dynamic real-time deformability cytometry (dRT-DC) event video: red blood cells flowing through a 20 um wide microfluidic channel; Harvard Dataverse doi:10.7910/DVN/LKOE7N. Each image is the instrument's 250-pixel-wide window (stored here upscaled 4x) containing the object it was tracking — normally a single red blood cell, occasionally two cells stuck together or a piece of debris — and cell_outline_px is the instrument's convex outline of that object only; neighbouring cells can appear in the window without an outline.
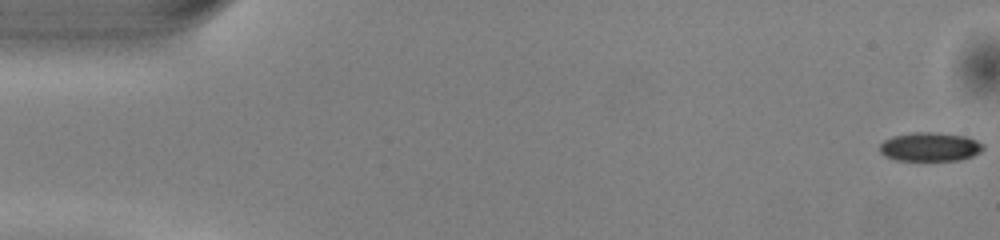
{"species": "common noctule bat (a hibernating species)", "species_latin": "Nyctalus noctula", "temperature_condition": "warm", "stored_images_in_passage": 51, "camera_frame_rate_fps": 3000, "um_per_image_px": 0.085, "animal": {"sex": "male", "body_mass_g": 13.0, "forearm_length_mm": 53.1}, "frame": {"image": 1, "passage_image": 1, "time_ms": 0.0, "image_size_px": [1000, 240], "cell_outline_px": [[984, 148], [980, 152], [972, 156], [960, 160], [896, 160], [884, 156], [880, 152], [880, 144], [884, 140], [892, 136], [912, 132], [932, 132], [968, 136], [984, 144]], "centroid_in_image_um": [79.05, 12.47], "position_along_channel_um": 5.9, "area_um2": 17.51}}
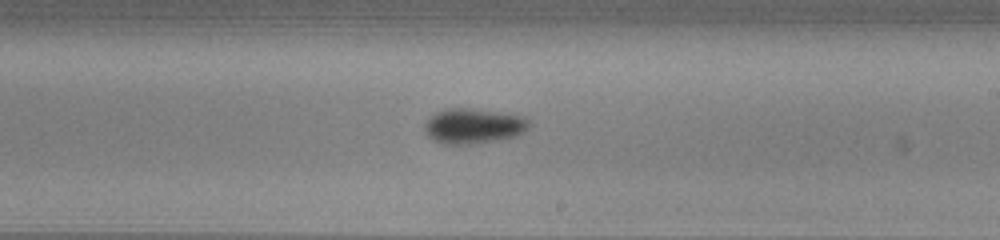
{"frame": {"image": 2, "passage_image": 30, "time_ms": 9.667, "image_size_px": [1000, 240], "cell_outline_px": [[532, 124], [524, 132], [516, 136], [476, 144], [444, 144], [432, 140], [424, 132], [424, 124], [436, 112], [448, 108], [468, 108], [496, 112], [520, 116], [528, 120]], "centroid_in_image_um": [40.22, 10.73], "position_along_channel_um": 248.8, "area_um2": 21.33}}
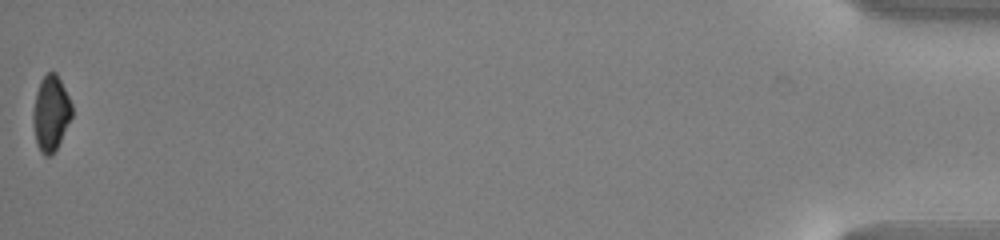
{"frame": {"image": 3, "passage_image": 51, "time_ms": 16.667, "image_size_px": [1000, 240], "cell_outline_px": [[72, 116], [52, 156], [44, 156], [40, 152], [36, 144], [32, 124], [32, 112], [36, 92], [40, 80], [48, 72], [56, 72], [72, 104]], "centroid_in_image_um": [4.29, 9.64], "position_along_channel_um": 430.9, "area_um2": 17.11}, "authors_computed_cell_mechanics": {"area_um2": 19.0162, "velocity_mm_per_s": 4.091, "shape_relaxation_time_tau1_ms": 1.9873, "shape_relaxation_time_tau2_ms": null, "deformation_change_tau1": 0.0755, "deformation_change_tau2": null}}